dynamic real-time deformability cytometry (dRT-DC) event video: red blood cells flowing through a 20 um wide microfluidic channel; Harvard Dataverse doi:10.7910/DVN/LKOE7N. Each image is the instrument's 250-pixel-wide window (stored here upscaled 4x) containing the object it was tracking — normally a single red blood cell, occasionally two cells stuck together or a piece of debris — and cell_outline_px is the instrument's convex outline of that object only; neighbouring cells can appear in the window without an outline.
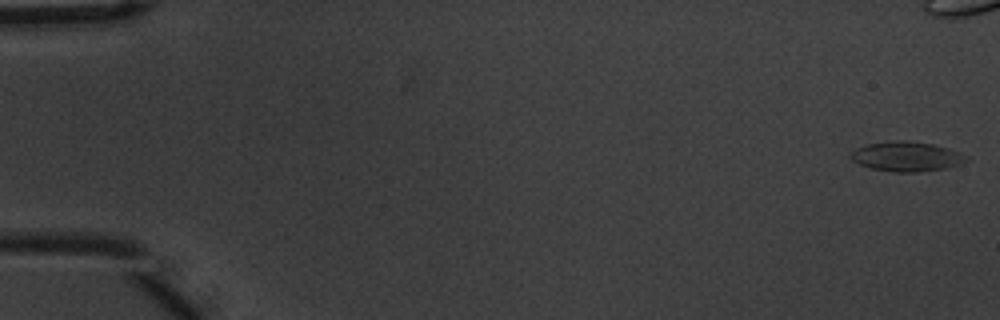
{"species": "common noctule bat (a hibernating species)", "species_latin": "Nyctalus noctula", "temperature_condition": "warm", "stored_images_in_passage": 56, "segment_of_instrument_passage": [1, 2], "camera_frame_rate_fps": 3000, "um_per_image_px": 0.085, "animal": {"sex": "male", "body_mass_g": 20.1, "forearm_length_mm": 53.5}, "frame": {"image": 1, "passage_image": 1, "time_ms": 0.0, "image_size_px": [1000, 320], "cell_outline_px": [[968, 160], [960, 164], [944, 168], [920, 172], [892, 172], [872, 168], [860, 164], [852, 160], [848, 156], [856, 148], [868, 144], [892, 140], [904, 140], [932, 144], [948, 148], [960, 152], [968, 156]], "centroid_in_image_um": [77.06, 13.3], "position_along_channel_um": 7.9, "area_um2": 20.0}}
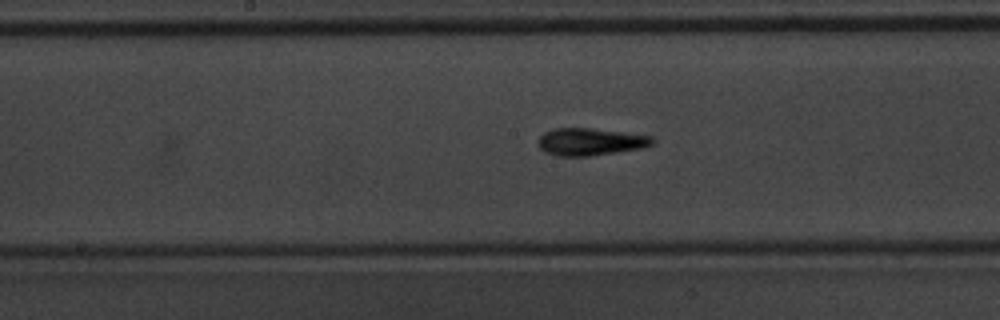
{"frame": {"image": 2, "passage_image": 29, "time_ms": 9.333, "image_size_px": [1000, 320], "cell_outline_px": [[656, 144], [644, 148], [588, 156], [560, 156], [544, 152], [536, 144], [536, 140], [544, 132], [556, 128], [592, 128], [624, 132], [652, 136], [656, 140]], "centroid_in_image_um": [50.2, 12.05], "position_along_channel_um": 198.0, "area_um2": 18.5}}
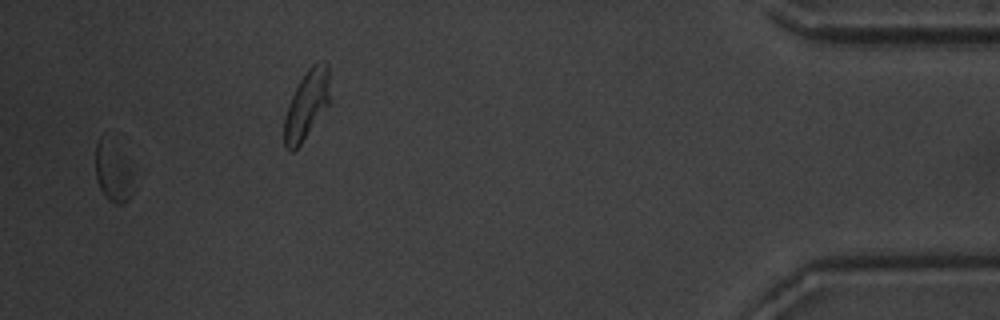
{"frame": {"image": 3, "passage_image": 54, "time_ms": 17.667, "image_size_px": [1000, 320], "cell_outline_px": [[132, 192], [128, 200], [124, 204], [116, 204], [108, 200], [104, 196], [96, 180], [96, 144], [100, 136], [132, 172]], "centroid_in_image_um": [9.56, 14.83], "position_along_channel_um": 425.6, "area_um2": 11.91}}